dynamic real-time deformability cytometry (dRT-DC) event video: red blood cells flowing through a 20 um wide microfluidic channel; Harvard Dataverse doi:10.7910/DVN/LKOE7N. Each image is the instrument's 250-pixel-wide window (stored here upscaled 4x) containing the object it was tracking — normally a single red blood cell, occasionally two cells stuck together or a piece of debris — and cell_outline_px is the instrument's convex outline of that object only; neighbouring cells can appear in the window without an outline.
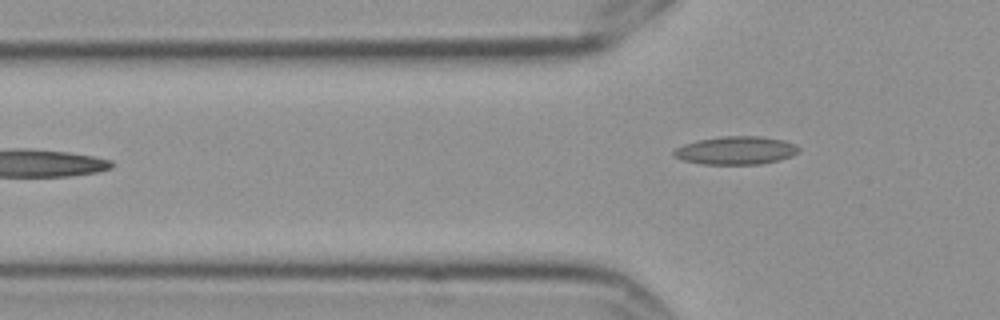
{"species": "Egyptian fruit bat (a non-hibernating species)", "species_latin": "Rousettus aegyptiacus", "temperature_condition": "cold", "stored_images_in_passage": 3, "camera_frame_rate_fps": 3000, "um_per_image_px": 0.085, "frame": {"image": 1, "passage_image": 3, "time_ms": 0.667, "image_size_px": [1000, 320], "cell_outline_px": [[800, 152], [792, 156], [780, 160], [760, 164], [700, 164], [680, 160], [672, 156], [672, 152], [676, 148], [684, 144], [696, 140], [724, 136], [760, 136], [784, 140], [796, 144], [800, 148]], "centroid_in_image_um": [62.55, 12.79], "position_along_channel_um": 63.3, "area_um2": 20.81}}